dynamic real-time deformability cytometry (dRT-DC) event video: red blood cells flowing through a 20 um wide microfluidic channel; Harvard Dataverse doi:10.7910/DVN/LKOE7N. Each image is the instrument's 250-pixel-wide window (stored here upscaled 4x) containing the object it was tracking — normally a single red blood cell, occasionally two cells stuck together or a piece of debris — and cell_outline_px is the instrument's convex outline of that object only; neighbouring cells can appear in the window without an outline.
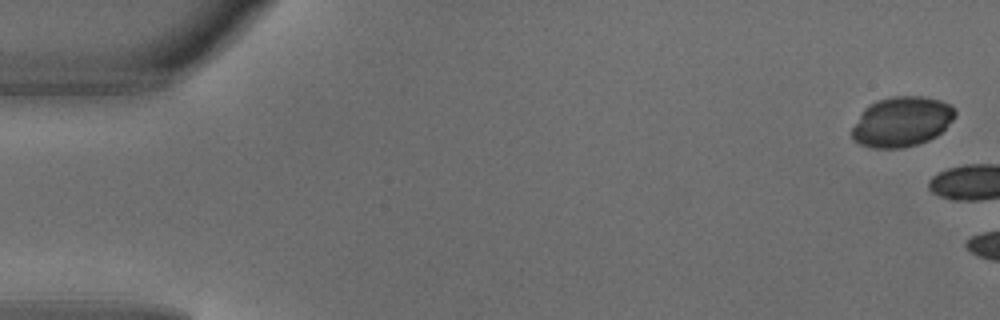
{"species": "common noctule bat (a hibernating species)", "species_latin": "Nyctalus noctula", "temperature_condition": "warm", "stored_images_in_passage": 7, "camera_frame_rate_fps": 3000, "um_per_image_px": 0.085, "animal": {"sex": "male", "body_mass_g": 18.8}, "frame": {"image": 1, "passage_image": 1, "time_ms": 0.0, "image_size_px": [1000, 320], "cell_outline_px": [[956, 116], [936, 136], [928, 140], [916, 144], [900, 148], [872, 148], [860, 144], [852, 140], [852, 128], [864, 108], [868, 104], [876, 100], [892, 96], [924, 96], [940, 100], [948, 104], [956, 112]], "centroid_in_image_um": [76.61, 10.33], "position_along_channel_um": 8.4, "area_um2": 30.0}}
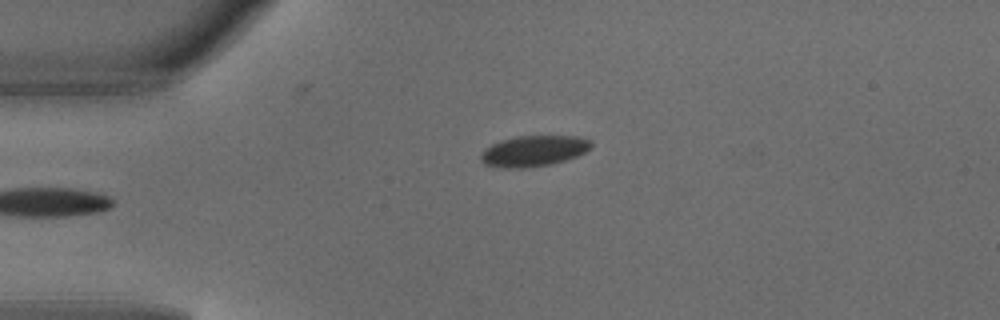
{"frame": {"image": 2, "passage_image": 7, "time_ms": 2.0, "image_size_px": [1000, 320], "cell_outline_px": [[592, 148], [576, 156], [552, 164], [524, 168], [496, 168], [484, 164], [480, 160], [480, 156], [484, 148], [500, 140], [516, 136], [580, 136], [592, 140]], "centroid_in_image_um": [45.34, 12.83], "position_along_channel_um": 39.7, "area_um2": 20.11}}